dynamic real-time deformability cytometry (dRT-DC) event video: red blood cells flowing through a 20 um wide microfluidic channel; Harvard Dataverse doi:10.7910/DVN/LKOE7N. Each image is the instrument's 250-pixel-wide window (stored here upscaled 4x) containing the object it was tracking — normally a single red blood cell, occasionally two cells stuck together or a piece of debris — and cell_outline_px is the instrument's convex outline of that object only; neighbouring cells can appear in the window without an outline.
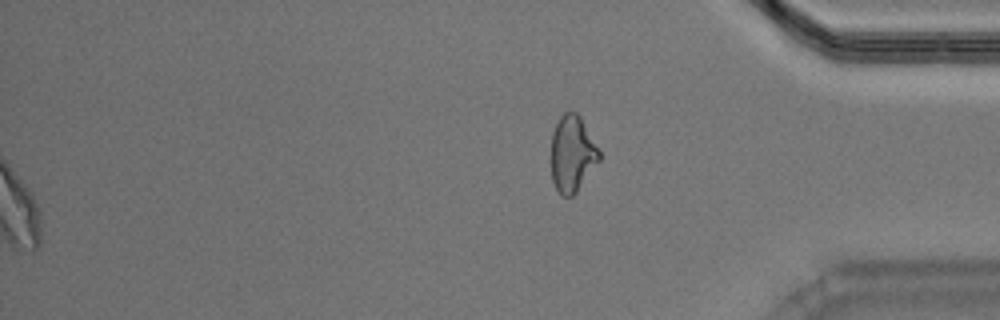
{"species": "Egyptian fruit bat (a non-hibernating species)", "species_latin": "Rousettus aegyptiacus", "temperature_condition": "warm", "stored_images_in_passage": 40, "segment_of_instrument_passage": [2, 2], "camera_frame_rate_fps": 3000, "um_per_image_px": 0.085, "animal": {"sex": "male"}, "frame": {"image": 1, "passage_image": 40, "time_ms": 13.0, "image_size_px": [1000, 320], "cell_outline_px": [[600, 160], [576, 192], [572, 196], [564, 196], [556, 188], [552, 180], [552, 132], [560, 116], [564, 112], [576, 112], [580, 116], [600, 152]], "centroid_in_image_um": [48.64, 13.06], "position_along_channel_um": 386.6, "area_um2": 21.04}}